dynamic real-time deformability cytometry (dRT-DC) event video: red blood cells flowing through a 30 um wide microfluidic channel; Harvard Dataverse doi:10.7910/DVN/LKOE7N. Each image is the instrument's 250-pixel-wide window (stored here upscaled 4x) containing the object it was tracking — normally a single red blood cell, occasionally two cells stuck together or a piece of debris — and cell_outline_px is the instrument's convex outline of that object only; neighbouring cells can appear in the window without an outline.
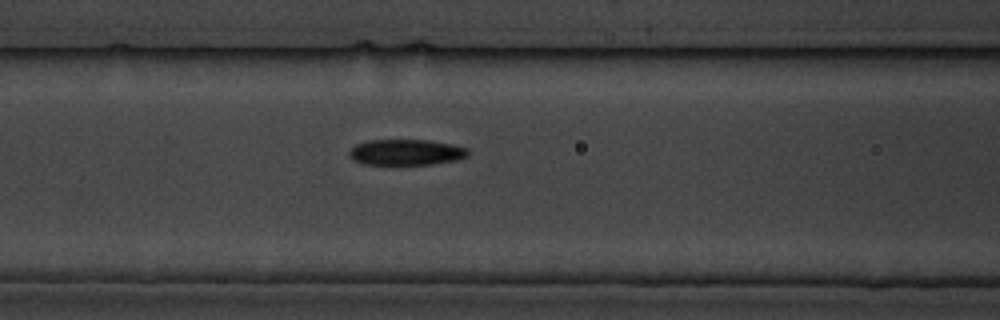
{"species": "common noctule bat (a hibernating species)", "species_latin": "Nyctalus noctula", "temperature_condition": "cold", "stored_images_in_passage": 9, "segment_of_instrument_passage": [2, 2], "camera_frame_rate_fps": 3000, "um_per_image_px": 0.085, "animal": {"sex": "male", "body_mass_g": 19.5, "forearm_length_mm": 54.6}, "frame": {"image": 1, "passage_image": 9, "time_ms": 10.333, "image_size_px": [1000, 320], "cell_outline_px": [[468, 156], [456, 160], [432, 164], [364, 164], [352, 160], [348, 156], [348, 152], [356, 144], [368, 140], [428, 140], [452, 144], [468, 148]], "centroid_in_image_um": [34.5, 12.94], "position_along_channel_um": 132.1, "area_um2": 17.92}}